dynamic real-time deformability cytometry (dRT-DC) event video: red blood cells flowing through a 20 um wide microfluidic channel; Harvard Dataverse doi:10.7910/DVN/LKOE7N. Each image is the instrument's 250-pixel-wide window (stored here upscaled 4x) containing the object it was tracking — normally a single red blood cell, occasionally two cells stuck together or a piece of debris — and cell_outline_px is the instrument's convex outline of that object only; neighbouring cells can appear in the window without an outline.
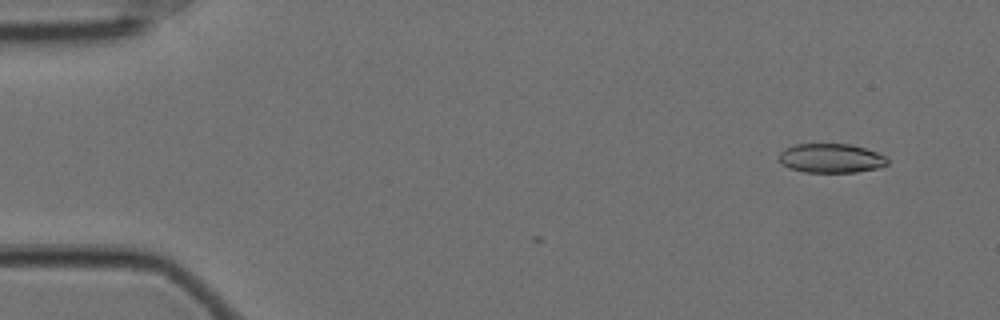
{"species": "Egyptian fruit bat (a non-hibernating species)", "species_latin": "Rousettus aegyptiacus", "temperature_condition": "cold", "stored_images_in_passage": 7, "camera_frame_rate_fps": 3000, "um_per_image_px": 0.085, "animal": {"sex": "female"}, "frame": {"image": 1, "passage_image": 7, "time_ms": 2.0, "image_size_px": [1000, 320], "cell_outline_px": [[888, 164], [880, 168], [856, 172], [804, 172], [788, 168], [780, 164], [780, 152], [784, 148], [796, 144], [852, 144], [888, 156]], "centroid_in_image_um": [70.65, 13.45], "position_along_channel_um": 14.3, "area_um2": 18.67}}